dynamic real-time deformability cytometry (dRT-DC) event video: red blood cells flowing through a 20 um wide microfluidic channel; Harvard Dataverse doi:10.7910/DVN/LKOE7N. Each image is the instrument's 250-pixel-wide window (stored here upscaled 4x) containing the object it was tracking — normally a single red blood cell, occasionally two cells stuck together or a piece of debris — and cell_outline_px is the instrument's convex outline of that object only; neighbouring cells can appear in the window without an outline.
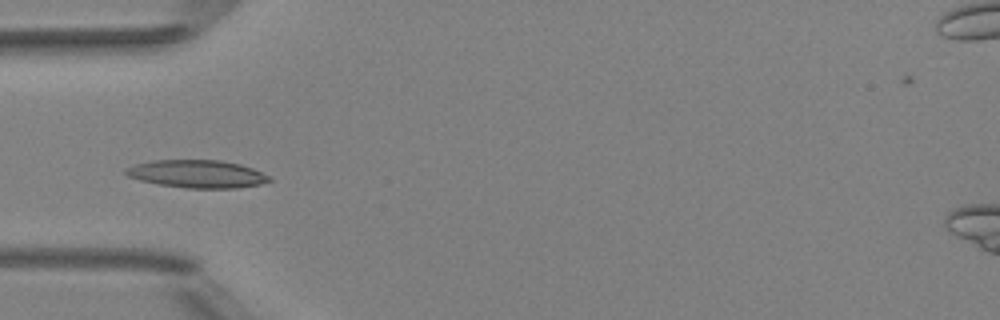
{"species": "Egyptian fruit bat (a non-hibernating species)", "species_latin": "Rousettus aegyptiacus", "temperature_condition": "room temperature", "stored_images_in_passage": 4, "camera_frame_rate_fps": 3000, "um_per_image_px": 0.085, "animal": {"sex": "female"}, "frame": {"image": 1, "passage_image": 4, "time_ms": 3.333, "image_size_px": [1000, 320], "cell_outline_px": [[272, 180], [260, 184], [236, 188], [188, 188], [160, 184], [140, 180], [128, 176], [124, 172], [124, 168], [136, 164], [152, 160], [220, 160], [240, 164], [252, 168], [268, 176]], "centroid_in_image_um": [16.73, 14.78], "position_along_channel_um": 68.3, "area_um2": 23.06}}